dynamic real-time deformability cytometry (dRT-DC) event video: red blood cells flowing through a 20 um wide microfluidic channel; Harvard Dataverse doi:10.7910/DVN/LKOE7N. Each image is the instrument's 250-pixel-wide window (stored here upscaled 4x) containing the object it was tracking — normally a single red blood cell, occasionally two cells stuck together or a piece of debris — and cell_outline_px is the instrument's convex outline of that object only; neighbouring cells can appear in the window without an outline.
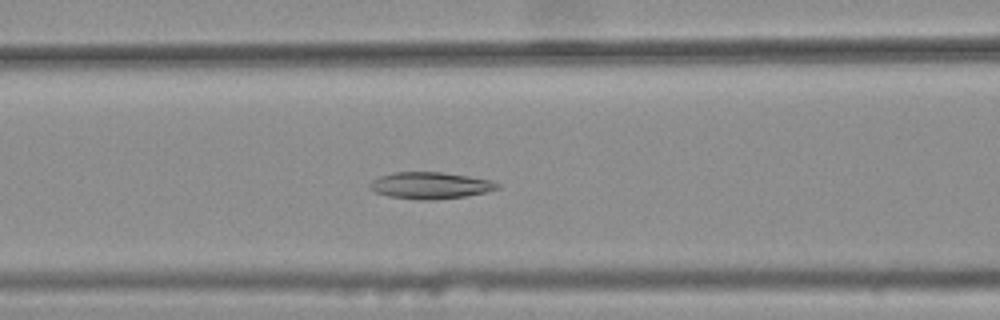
{"species": "common noctule bat (a hibernating species)", "species_latin": "Nyctalus noctula", "temperature_condition": "warm", "stored_images_in_passage": 28, "camera_frame_rate_fps": 3000, "um_per_image_px": 0.085, "animal": {"sex": "female", "body_mass_g": 25.1}, "frame": {"image": 1, "passage_image": 13, "time_ms": 4.0, "image_size_px": [1000, 320], "cell_outline_px": [[500, 188], [468, 196], [432, 200], [420, 200], [388, 196], [372, 192], [368, 188], [368, 184], [372, 180], [380, 176], [392, 172], [440, 172], [468, 176], [492, 180], [500, 184]], "centroid_in_image_um": [36.54, 15.77], "position_along_channel_um": 130.1, "area_um2": 20.06}}
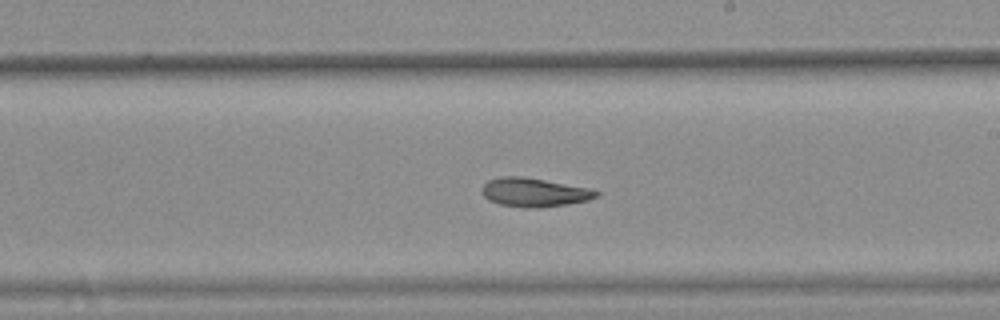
{"frame": {"image": 2, "passage_image": 22, "time_ms": 7.0, "image_size_px": [1000, 320], "cell_outline_px": [[600, 196], [588, 200], [568, 204], [540, 208], [528, 208], [500, 204], [488, 200], [484, 196], [484, 184], [488, 180], [500, 176], [524, 176], [588, 188], [600, 192]], "centroid_in_image_um": [45.43, 16.35], "position_along_channel_um": 243.6, "area_um2": 19.13}}
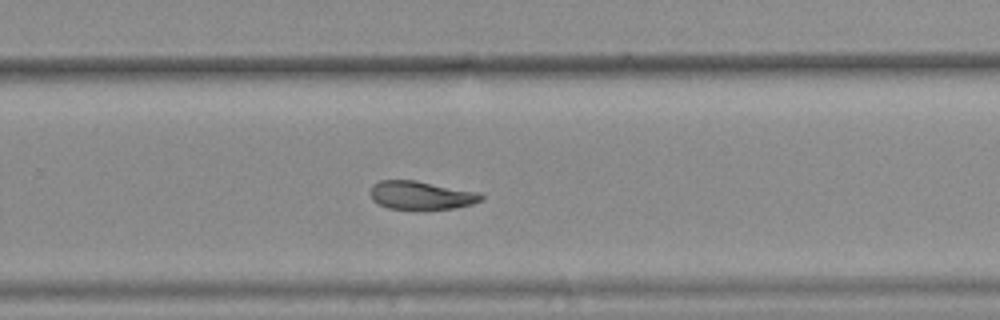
{"frame": {"image": 3, "passage_image": 26, "time_ms": 8.333, "image_size_px": [1000, 320], "cell_outline_px": [[484, 200], [472, 204], [452, 208], [388, 208], [372, 200], [372, 184], [380, 180], [416, 180], [480, 192], [484, 196]], "centroid_in_image_um": [35.84, 16.57], "position_along_channel_um": 294.0, "area_um2": 18.09}}